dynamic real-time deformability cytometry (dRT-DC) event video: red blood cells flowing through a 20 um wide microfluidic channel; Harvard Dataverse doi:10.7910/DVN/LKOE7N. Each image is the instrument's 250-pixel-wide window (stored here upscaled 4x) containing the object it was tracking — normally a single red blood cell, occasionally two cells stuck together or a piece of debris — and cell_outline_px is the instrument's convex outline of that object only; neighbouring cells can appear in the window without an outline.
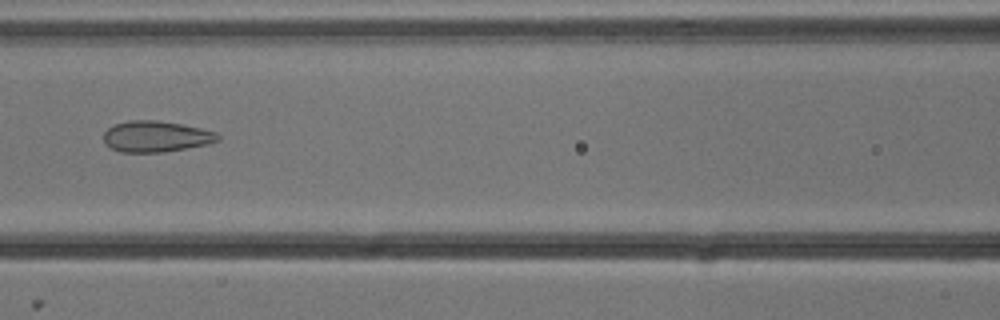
{"species": "common noctule bat (a hibernating species)", "species_latin": "Nyctalus noctula", "temperature_condition": "cold", "stored_images_in_passage": 7, "camera_frame_rate_fps": 3000, "um_per_image_px": 0.085, "animal": {"sex": "male", "body_mass_g": 13.3}, "frame": {"image": 1, "passage_image": 7, "time_ms": 2.0, "image_size_px": [1000, 320], "cell_outline_px": [[220, 140], [208, 144], [164, 152], [120, 152], [104, 144], [104, 132], [108, 128], [116, 124], [128, 120], [156, 120], [180, 124], [200, 128], [216, 132], [220, 136]], "centroid_in_image_um": [13.25, 11.6], "position_along_channel_um": 153.3, "area_um2": 20.63}}